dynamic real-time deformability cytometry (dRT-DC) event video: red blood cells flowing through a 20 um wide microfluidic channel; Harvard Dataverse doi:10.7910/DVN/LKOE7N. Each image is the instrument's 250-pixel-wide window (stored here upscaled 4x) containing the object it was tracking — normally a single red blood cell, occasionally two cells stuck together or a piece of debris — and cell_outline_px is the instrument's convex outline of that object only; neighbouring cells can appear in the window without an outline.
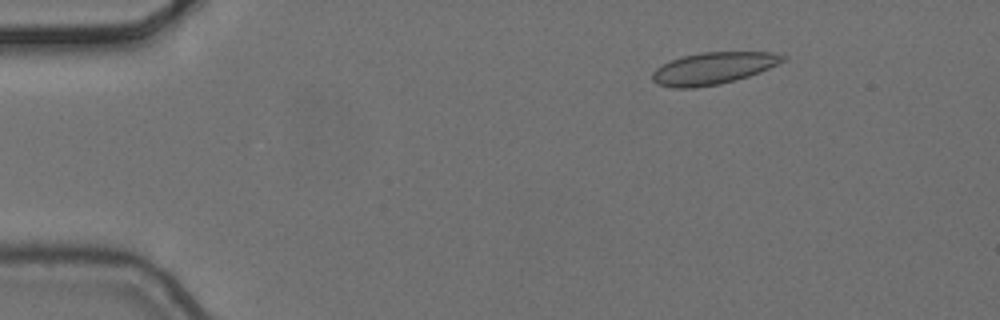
{"species": "common noctule bat (a hibernating species)", "species_latin": "Nyctalus noctula", "temperature_condition": "cold", "stored_images_in_passage": 13, "camera_frame_rate_fps": 3000, "um_per_image_px": 0.085, "animal": {"sex": "female", "body_mass_g": 24.6, "forearm_length_mm": 56.2}, "frame": {"image": 1, "passage_image": 2, "time_ms": 0.333, "image_size_px": [1000, 320], "cell_outline_px": [[788, 60], [760, 72], [736, 80], [720, 84], [692, 88], [672, 88], [656, 84], [652, 80], [652, 72], [656, 68], [672, 60], [684, 56], [700, 52], [772, 52], [788, 56]], "centroid_in_image_um": [60.66, 5.81], "position_along_channel_um": 24.3, "area_um2": 24.45}}
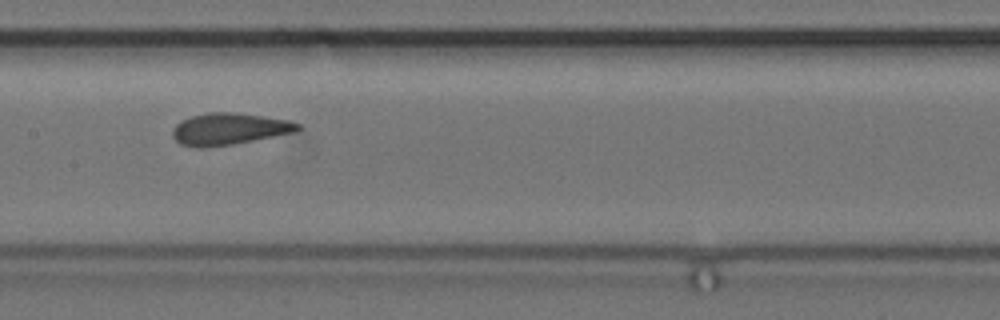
{"frame": {"image": 2, "passage_image": 7, "time_ms": 2.0, "image_size_px": [1000, 320], "cell_outline_px": [[300, 128], [296, 132], [232, 144], [204, 148], [196, 148], [180, 144], [172, 136], [172, 128], [180, 120], [192, 116], [208, 112], [236, 112], [264, 116], [288, 120], [300, 124]], "centroid_in_image_um": [19.44, 10.96], "position_along_channel_um": 188.0, "area_um2": 23.29}}
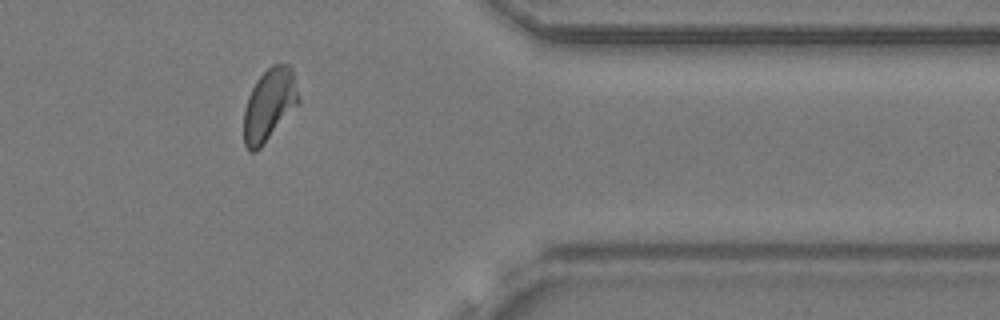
{"frame": {"image": 3, "passage_image": 12, "time_ms": 3.667, "image_size_px": [1000, 320], "cell_outline_px": [[300, 104], [260, 148], [256, 152], [248, 152], [244, 144], [244, 108], [248, 96], [256, 80], [272, 64], [288, 64], [292, 68], [300, 96]], "centroid_in_image_um": [22.91, 8.91], "position_along_channel_um": 388.5, "area_um2": 23.41}}